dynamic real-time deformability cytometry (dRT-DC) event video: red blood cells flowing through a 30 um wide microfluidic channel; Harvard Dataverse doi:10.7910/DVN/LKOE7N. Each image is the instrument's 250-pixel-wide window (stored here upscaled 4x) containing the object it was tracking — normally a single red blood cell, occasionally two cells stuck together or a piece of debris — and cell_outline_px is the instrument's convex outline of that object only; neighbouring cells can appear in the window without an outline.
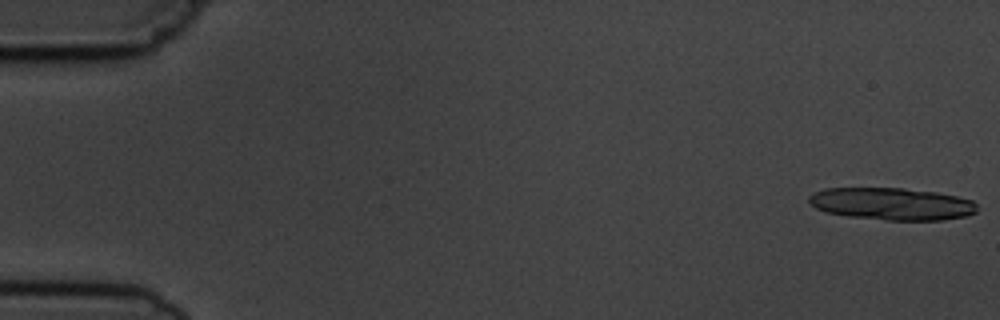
{"species": "common noctule bat (a hibernating species)", "species_latin": "Nyctalus noctula", "temperature_condition": "cold", "stored_images_in_passage": 3, "camera_frame_rate_fps": 3000, "um_per_image_px": 0.085, "animal": {"sex": "male", "body_mass_g": 19.5, "forearm_length_mm": 54.6}, "frame": {"image": 1, "passage_image": 1, "time_ms": 0.0, "image_size_px": [1000, 320], "cell_outline_px": [[976, 212], [968, 216], [940, 220], [888, 220], [848, 216], [824, 212], [808, 204], [808, 196], [812, 192], [824, 188], [904, 188], [936, 192], [956, 196], [972, 200], [976, 204]], "centroid_in_image_um": [75.76, 17.32], "position_along_channel_um": 9.2, "area_um2": 31.85}}
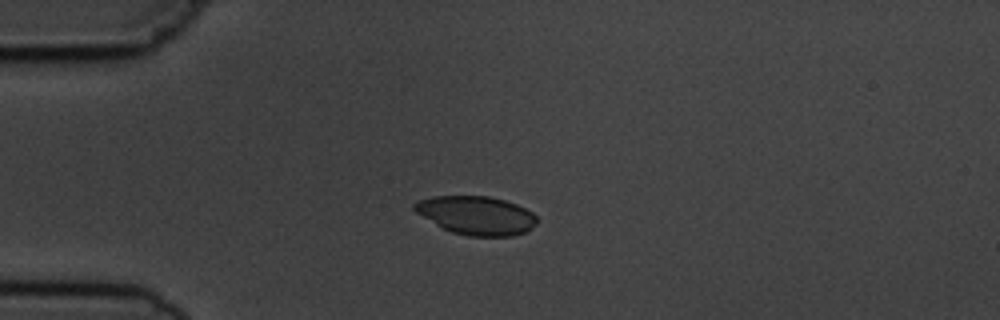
{"frame": {"image": 2, "passage_image": 3, "time_ms": 18.333, "image_size_px": [1000, 320], "cell_outline_px": [[536, 224], [528, 232], [512, 236], [468, 236], [452, 232], [436, 224], [416, 212], [412, 208], [412, 204], [420, 200], [432, 196], [488, 196], [504, 200], [516, 204], [532, 212], [536, 216]], "centroid_in_image_um": [40.51, 18.31], "position_along_channel_um": 44.5, "area_um2": 27.46}}